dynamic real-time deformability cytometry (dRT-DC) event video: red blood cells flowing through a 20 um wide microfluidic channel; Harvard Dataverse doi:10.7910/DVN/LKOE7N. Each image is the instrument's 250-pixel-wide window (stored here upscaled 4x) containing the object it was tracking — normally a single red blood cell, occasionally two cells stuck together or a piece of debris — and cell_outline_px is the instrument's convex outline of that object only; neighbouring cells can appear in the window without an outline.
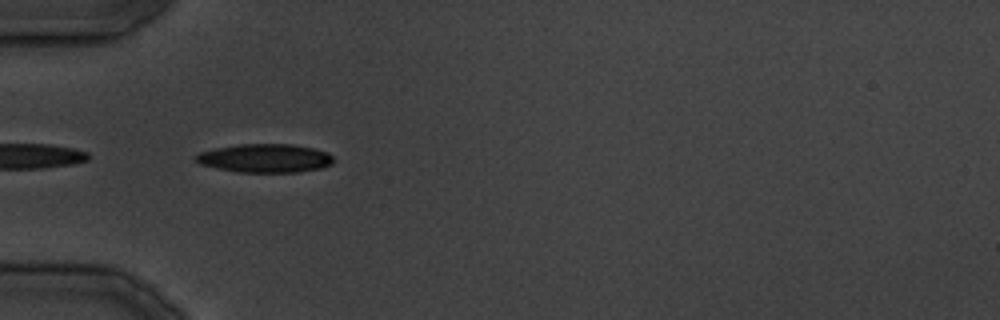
{"species": "common noctule bat (a hibernating species)", "species_latin": "Nyctalus noctula", "temperature_condition": "cold", "stored_images_in_passage": 12, "camera_frame_rate_fps": 3000, "um_per_image_px": 0.085, "animal": {"sex": "male", "body_mass_g": 19.5, "forearm_length_mm": 54.6}, "frame": {"image": 1, "passage_image": 6, "time_ms": 5.667, "image_size_px": [1000, 320], "cell_outline_px": [[336, 160], [332, 164], [320, 168], [296, 172], [236, 172], [216, 168], [200, 164], [192, 156], [200, 152], [216, 148], [240, 144], [292, 144], [316, 148], [328, 152]], "centroid_in_image_um": [22.55, 13.44], "position_along_channel_um": 62.5, "area_um2": 23.12}}
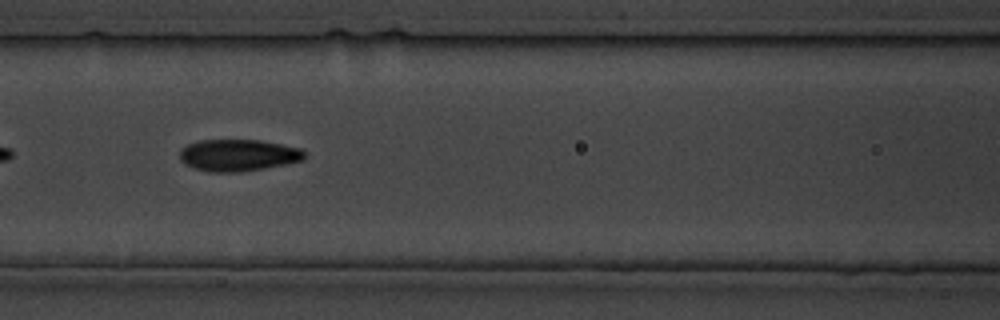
{"frame": {"image": 2, "passage_image": 10, "time_ms": 11.333, "image_size_px": [1000, 320], "cell_outline_px": [[308, 156], [304, 160], [288, 164], [240, 172], [208, 172], [184, 164], [180, 160], [180, 148], [196, 140], [260, 140], [300, 148]], "centroid_in_image_um": [20.25, 13.19], "position_along_channel_um": 146.4, "area_um2": 23.35}}